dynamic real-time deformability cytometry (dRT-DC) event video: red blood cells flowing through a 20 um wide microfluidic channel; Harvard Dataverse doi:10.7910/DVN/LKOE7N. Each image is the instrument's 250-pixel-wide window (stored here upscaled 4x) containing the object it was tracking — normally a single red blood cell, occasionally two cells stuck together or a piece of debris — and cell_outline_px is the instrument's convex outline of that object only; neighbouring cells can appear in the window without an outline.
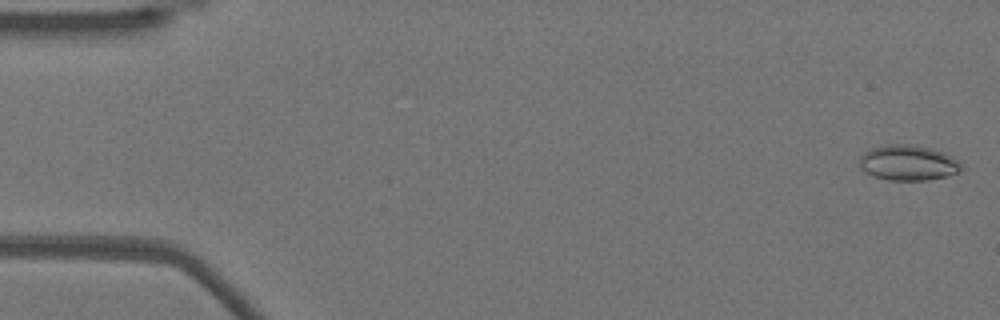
{"species": "Egyptian fruit bat (a non-hibernating species)", "species_latin": "Rousettus aegyptiacus", "temperature_condition": "warm", "stored_images_in_passage": 29, "camera_frame_rate_fps": 3000, "um_per_image_px": 0.085, "animal": {"sex": "female"}, "frame": {"image": 1, "passage_image": 1, "time_ms": 0.0, "image_size_px": [1000, 320], "cell_outline_px": [[960, 172], [928, 180], [888, 180], [872, 176], [864, 172], [860, 168], [860, 156], [864, 152], [872, 148], [888, 144], [904, 144], [928, 148], [944, 152], [952, 156], [960, 164]], "centroid_in_image_um": [77.14, 13.85], "position_along_channel_um": 7.9, "area_um2": 20.81}}
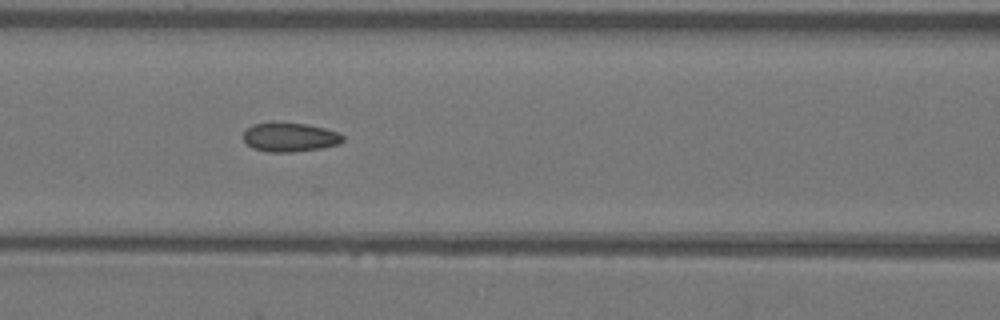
{"frame": {"image": 2, "passage_image": 22, "time_ms": 7.0, "image_size_px": [1000, 320], "cell_outline_px": [[344, 140], [340, 144], [320, 148], [292, 152], [268, 152], [252, 148], [244, 140], [244, 132], [252, 124], [272, 120], [308, 124], [324, 128], [336, 132], [344, 136]], "centroid_in_image_um": [24.61, 11.63], "position_along_channel_um": 142.0, "area_um2": 17.22}}
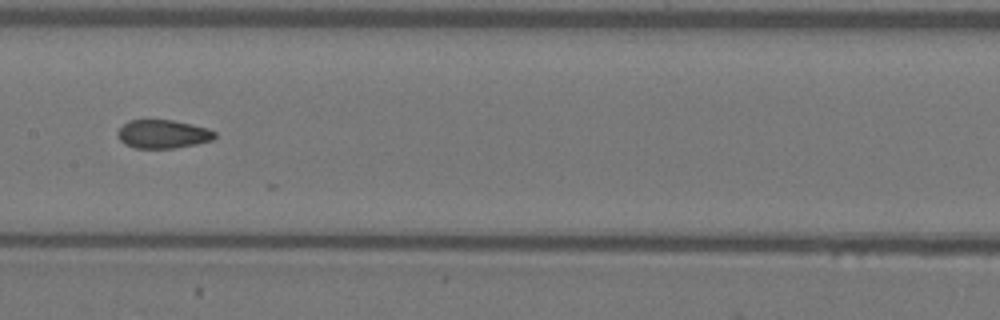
{"frame": {"image": 3, "passage_image": 26, "time_ms": 8.333, "image_size_px": [1000, 320], "cell_outline_px": [[216, 136], [212, 140], [196, 144], [172, 148], [136, 148], [124, 144], [120, 140], [116, 132], [128, 120], [172, 120], [192, 124], [208, 128], [216, 132]], "centroid_in_image_um": [13.85, 11.39], "position_along_channel_um": 193.6, "area_um2": 16.13}}